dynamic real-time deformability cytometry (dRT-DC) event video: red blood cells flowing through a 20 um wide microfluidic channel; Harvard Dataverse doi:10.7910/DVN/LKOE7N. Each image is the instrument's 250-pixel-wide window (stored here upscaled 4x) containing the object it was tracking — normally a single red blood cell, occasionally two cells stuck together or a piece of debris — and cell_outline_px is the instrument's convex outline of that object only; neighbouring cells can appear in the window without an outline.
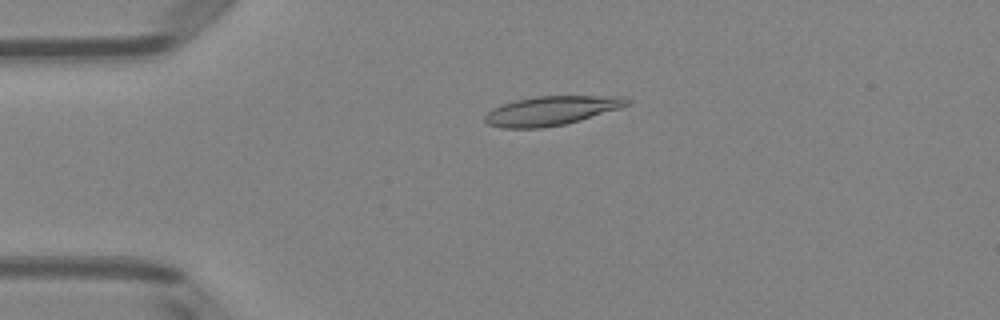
{"species": "Egyptian fruit bat (a non-hibernating species)", "species_latin": "Rousettus aegyptiacus", "temperature_condition": "room temperature", "stored_images_in_passage": 51, "camera_frame_rate_fps": 3000, "um_per_image_px": 0.085, "animal": {"sex": "female"}, "frame": {"image": 1, "passage_image": 12, "time_ms": 3.667, "image_size_px": [1000, 320], "cell_outline_px": [[632, 100], [628, 104], [620, 108], [580, 120], [564, 124], [540, 128], [504, 128], [488, 124], [484, 120], [484, 116], [492, 108], [516, 100], [536, 96], [624, 96]], "centroid_in_image_um": [46.87, 9.4], "position_along_channel_um": 38.1, "area_um2": 23.99}}
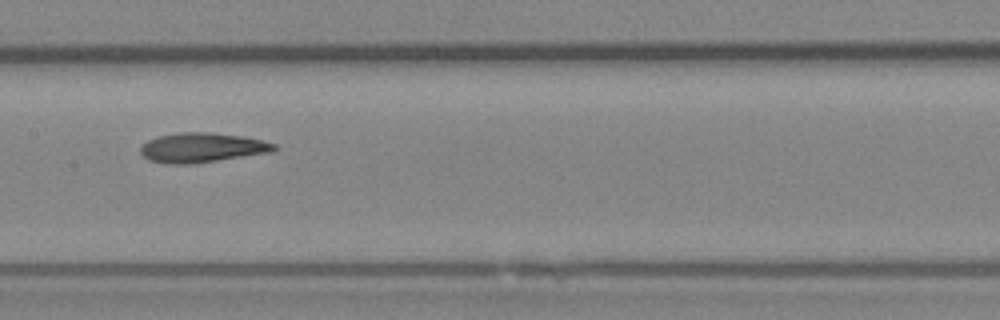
{"frame": {"image": 2, "passage_image": 26, "time_ms": 8.333, "image_size_px": [1000, 320], "cell_outline_px": [[280, 148], [272, 152], [188, 164], [168, 164], [148, 160], [140, 152], [140, 148], [148, 140], [160, 136], [180, 132], [208, 132], [244, 136], [264, 140], [276, 144]], "centroid_in_image_um": [17.21, 12.54], "position_along_channel_um": 190.2, "area_um2": 23.0}}
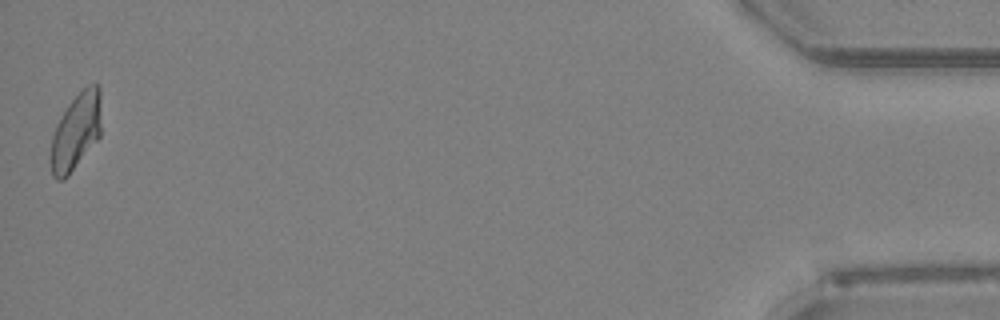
{"frame": {"image": 3, "passage_image": 51, "time_ms": 16.667, "image_size_px": [1000, 320], "cell_outline_px": [[100, 136], [68, 176], [64, 180], [56, 180], [52, 176], [48, 160], [48, 156], [52, 136], [56, 124], [68, 104], [88, 84], [96, 84], [100, 88]], "centroid_in_image_um": [6.4, 11.24], "position_along_channel_um": 428.8, "area_um2": 22.83}, "authors_computed_cell_mechanics": {"area_um2": 23.12, "velocity_mm_per_s": 3.9629, "shape_relaxation_time_tau1_ms": null, "shape_relaxation_time_tau2_ms": 2.6814, "deformation_change_tau1": null, "deformation_change_tau2": 0.1075}}